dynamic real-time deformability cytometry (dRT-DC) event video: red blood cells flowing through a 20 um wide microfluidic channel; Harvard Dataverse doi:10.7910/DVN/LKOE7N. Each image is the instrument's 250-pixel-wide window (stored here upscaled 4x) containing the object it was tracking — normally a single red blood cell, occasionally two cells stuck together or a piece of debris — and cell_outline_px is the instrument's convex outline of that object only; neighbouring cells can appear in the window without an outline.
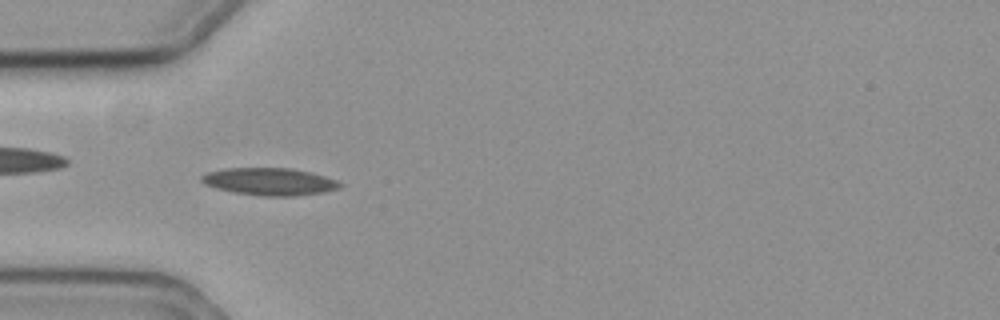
{"species": "common noctule bat (a hibernating species)", "species_latin": "Nyctalus noctula", "temperature_condition": "cold", "stored_images_in_passage": 58, "camera_frame_rate_fps": 3000, "um_per_image_px": 0.085, "animal": {"sex": "female", "body_mass_g": 19.3, "forearm_length_mm": 54.1}, "frame": {"image": 1, "passage_image": 17, "time_ms": 5.333, "image_size_px": [1000, 320], "cell_outline_px": [[344, 184], [340, 188], [324, 192], [292, 196], [264, 196], [232, 192], [216, 188], [204, 184], [200, 180], [200, 176], [208, 172], [224, 168], [288, 168], [308, 172], [324, 176], [336, 180]], "centroid_in_image_um": [22.89, 15.44], "position_along_channel_um": 62.1, "area_um2": 22.02}}
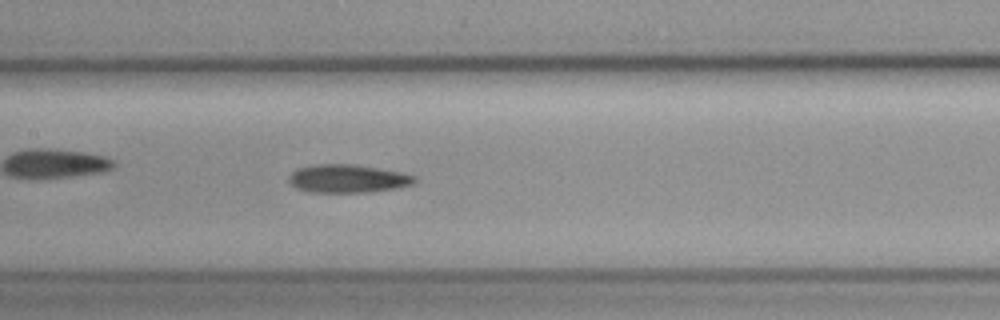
{"frame": {"image": 2, "passage_image": 27, "time_ms": 8.667, "image_size_px": [1000, 320], "cell_outline_px": [[416, 180], [412, 184], [396, 188], [372, 192], [308, 192], [296, 188], [288, 184], [288, 176], [296, 168], [312, 164], [352, 164], [400, 172], [416, 176]], "centroid_in_image_um": [29.48, 15.18], "position_along_channel_um": 177.9, "area_um2": 20.81}}
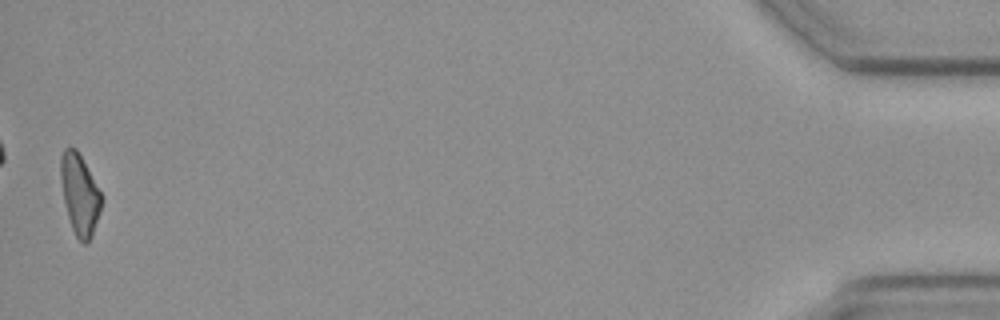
{"frame": {"image": 3, "passage_image": 57, "time_ms": 18.667, "image_size_px": [1000, 320], "cell_outline_px": [[100, 212], [92, 236], [88, 244], [84, 244], [76, 236], [72, 228], [68, 216], [64, 200], [60, 180], [60, 156], [64, 148], [76, 148], [100, 192]], "centroid_in_image_um": [6.74, 16.54], "position_along_channel_um": 428.5, "area_um2": 18.73}, "authors_computed_cell_mechanics": {"area_um2": 20.7213, "velocity_mm_per_s": 3.5128, "shape_relaxation_time_tau1_ms": 9.7668, "shape_relaxation_time_tau2_ms": null, "deformation_change_tau1": 0.1961, "deformation_change_tau2": null}}